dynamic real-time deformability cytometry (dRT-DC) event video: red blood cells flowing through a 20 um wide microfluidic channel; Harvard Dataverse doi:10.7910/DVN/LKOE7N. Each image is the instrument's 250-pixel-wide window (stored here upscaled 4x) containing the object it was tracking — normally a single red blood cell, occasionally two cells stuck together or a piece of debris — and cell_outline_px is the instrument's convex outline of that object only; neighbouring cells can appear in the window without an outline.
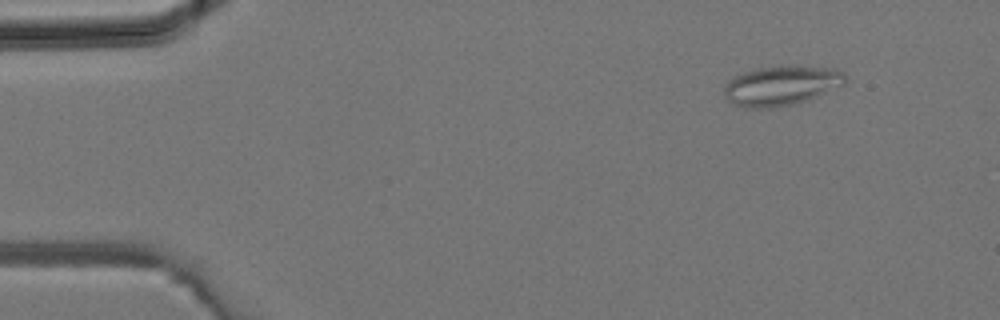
{"species": "common noctule bat (a hibernating species)", "species_latin": "Nyctalus noctula", "temperature_condition": "room temperature", "stored_images_in_passage": 36, "camera_frame_rate_fps": 3000, "um_per_image_px": 0.085, "animal": {"sex": "male", "body_mass_g": 19.2, "forearm_length_mm": 51.8}, "frame": {"image": 1, "passage_image": 3, "time_ms": 0.667, "image_size_px": [1000, 320], "cell_outline_px": [[844, 84], [808, 100], [792, 104], [772, 108], [744, 108], [732, 104], [724, 96], [724, 84], [728, 80], [744, 72], [756, 68], [780, 64], [792, 64], [836, 68], [844, 72]], "centroid_in_image_um": [66.39, 7.25], "position_along_channel_um": 18.6, "area_um2": 28.61}}
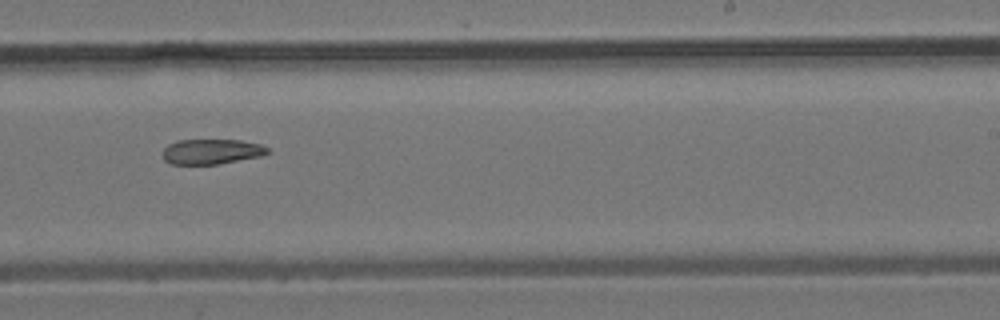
{"frame": {"image": 2, "passage_image": 22, "time_ms": 7.0, "image_size_px": [1000, 320], "cell_outline_px": [[272, 152], [260, 156], [216, 164], [172, 164], [164, 160], [164, 148], [168, 144], [176, 140], [240, 140], [260, 144], [268, 148]], "centroid_in_image_um": [17.99, 12.87], "position_along_channel_um": 271.0, "area_um2": 15.26}}
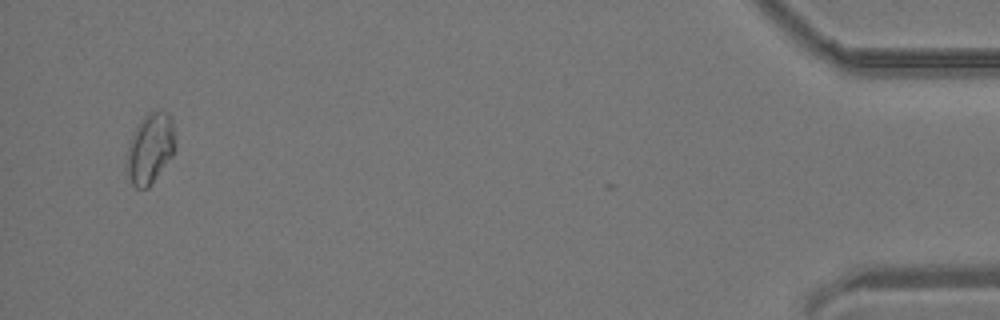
{"frame": {"image": 3, "passage_image": 35, "time_ms": 11.333, "image_size_px": [1000, 320], "cell_outline_px": [[172, 156], [152, 184], [148, 188], [136, 188], [132, 184], [128, 176], [128, 148], [132, 136], [136, 128], [144, 116], [148, 112], [168, 112], [172, 120]], "centroid_in_image_um": [12.74, 12.65], "position_along_channel_um": 422.5, "area_um2": 19.02}}